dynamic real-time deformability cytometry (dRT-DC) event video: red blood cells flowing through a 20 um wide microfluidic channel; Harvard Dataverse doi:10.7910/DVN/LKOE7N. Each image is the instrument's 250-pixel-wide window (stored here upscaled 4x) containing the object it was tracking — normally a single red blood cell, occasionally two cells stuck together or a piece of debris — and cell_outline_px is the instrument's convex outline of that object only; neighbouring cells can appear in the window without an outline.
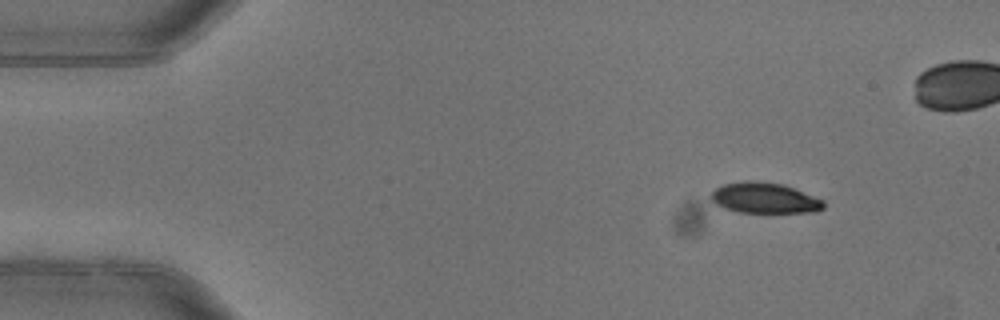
{"species": "common noctule bat (a hibernating species)", "species_latin": "Nyctalus noctula", "temperature_condition": "warm", "stored_images_in_passage": 6, "camera_frame_rate_fps": 3000, "um_per_image_px": 0.085, "animal": {"sex": "female"}, "frame": {"image": 1, "passage_image": 1, "time_ms": 0.0, "image_size_px": [1000, 320], "cell_outline_px": [[824, 208], [816, 212], [740, 212], [724, 208], [716, 204], [708, 196], [716, 188], [724, 184], [752, 180], [784, 184], [824, 200]], "centroid_in_image_um": [64.99, 16.83], "position_along_channel_um": 20.0, "area_um2": 20.06}}
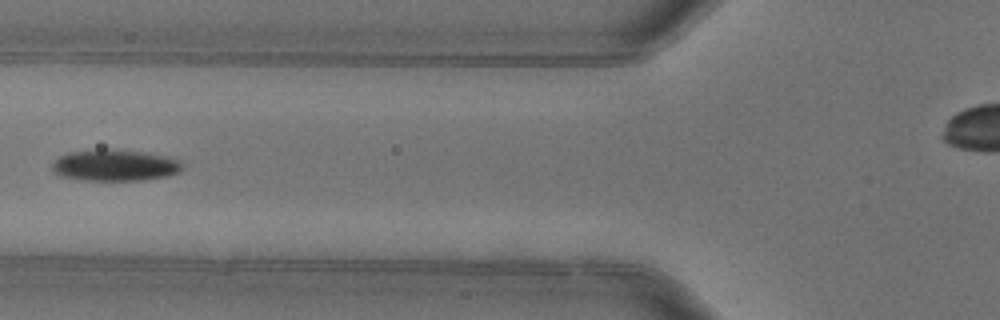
{"frame": {"image": 2, "passage_image": 5, "time_ms": 1.333, "image_size_px": [1000, 320], "cell_outline_px": [[184, 168], [180, 172], [168, 176], [144, 180], [84, 180], [60, 176], [52, 172], [52, 164], [60, 156], [68, 152], [104, 148], [108, 148], [152, 152], [168, 156], [180, 160]], "centroid_in_image_um": [9.81, 14.03], "position_along_channel_um": 116.0, "area_um2": 24.45}}